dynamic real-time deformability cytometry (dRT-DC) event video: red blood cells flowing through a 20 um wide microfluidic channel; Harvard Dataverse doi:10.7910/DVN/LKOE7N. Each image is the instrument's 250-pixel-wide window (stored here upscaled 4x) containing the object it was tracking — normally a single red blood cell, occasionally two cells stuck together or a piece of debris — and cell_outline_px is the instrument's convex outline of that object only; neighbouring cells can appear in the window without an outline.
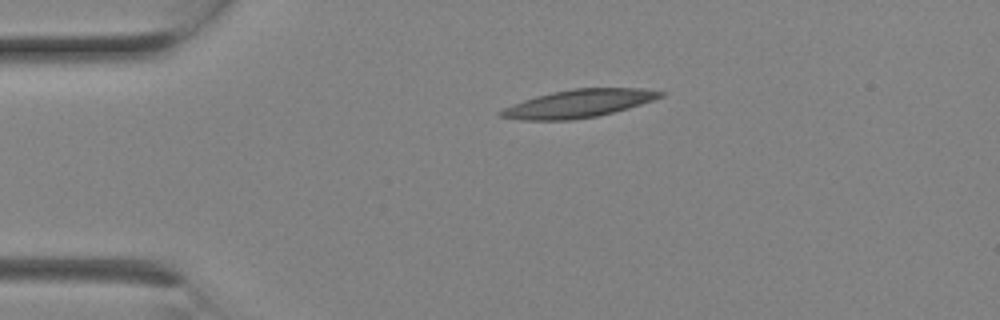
{"species": "Egyptian fruit bat (a non-hibernating species)", "species_latin": "Rousettus aegyptiacus", "temperature_condition": "room temperature", "stored_images_in_passage": 3, "camera_frame_rate_fps": 3000, "um_per_image_px": 0.085, "animal": {"sex": "female"}, "frame": {"image": 1, "passage_image": 3, "time_ms": 0.667, "image_size_px": [1000, 320], "cell_outline_px": [[668, 92], [664, 96], [628, 108], [596, 116], [572, 120], [524, 120], [496, 116], [496, 112], [512, 104], [536, 96], [552, 92], [572, 88], [640, 88]], "centroid_in_image_um": [49.16, 8.8], "position_along_channel_um": 35.8, "area_um2": 25.95}}